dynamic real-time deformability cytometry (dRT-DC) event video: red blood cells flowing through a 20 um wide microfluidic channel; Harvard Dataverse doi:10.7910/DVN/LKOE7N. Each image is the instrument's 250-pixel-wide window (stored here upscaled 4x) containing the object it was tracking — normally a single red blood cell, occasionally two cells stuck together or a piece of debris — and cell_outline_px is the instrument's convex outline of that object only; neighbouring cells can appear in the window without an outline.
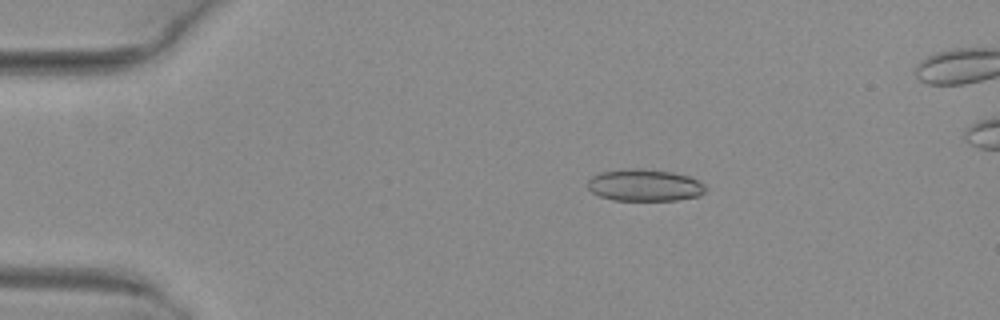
{"species": "common noctule bat (a hibernating species)", "species_latin": "Nyctalus noctula", "temperature_condition": "warm", "stored_images_in_passage": 51, "camera_frame_rate_fps": 3000, "um_per_image_px": 0.085, "animal": {"sex": "female", "body_mass_g": 29.2, "forearm_length_mm": 56.3}, "frame": {"image": 1, "passage_image": 10, "time_ms": 3.0, "image_size_px": [1000, 320], "cell_outline_px": [[708, 188], [700, 196], [676, 200], [612, 200], [600, 196], [592, 192], [588, 188], [588, 180], [592, 176], [600, 172], [624, 168], [640, 168], [672, 172], [688, 176], [704, 184]], "centroid_in_image_um": [54.78, 15.74], "position_along_channel_um": 30.2, "area_um2": 22.08}}
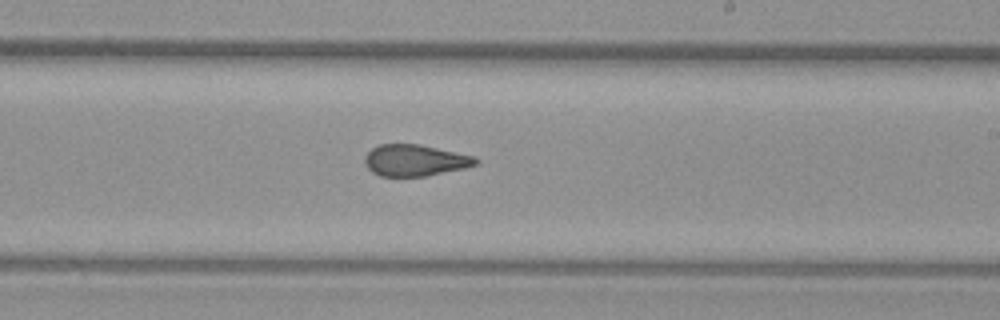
{"frame": {"image": 2, "passage_image": 31, "time_ms": 10.0, "image_size_px": [1000, 320], "cell_outline_px": [[480, 160], [476, 164], [464, 168], [428, 176], [380, 176], [372, 172], [364, 164], [364, 156], [372, 148], [380, 144], [420, 144], [476, 156]], "centroid_in_image_um": [35.28, 13.62], "position_along_channel_um": 253.7, "area_um2": 20.52}}
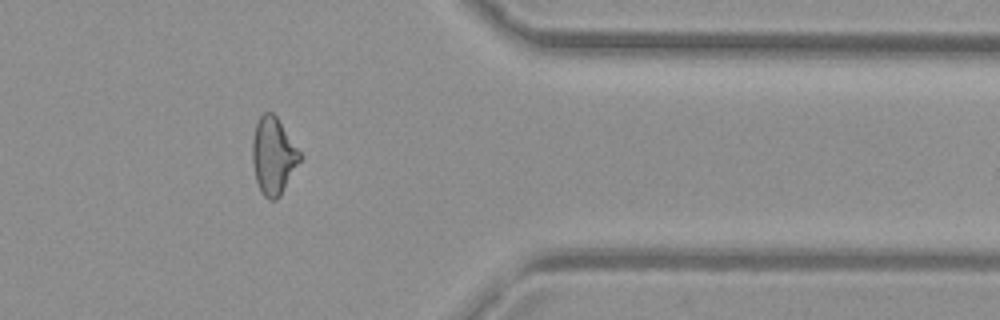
{"frame": {"image": 3, "passage_image": 42, "time_ms": 13.667, "image_size_px": [1000, 320], "cell_outline_px": [[300, 160], [280, 196], [276, 200], [268, 200], [260, 192], [256, 180], [252, 160], [252, 140], [256, 124], [260, 116], [264, 112], [272, 112], [276, 116], [300, 152]], "centroid_in_image_um": [23.2, 13.27], "position_along_channel_um": 388.2, "area_um2": 21.04}}